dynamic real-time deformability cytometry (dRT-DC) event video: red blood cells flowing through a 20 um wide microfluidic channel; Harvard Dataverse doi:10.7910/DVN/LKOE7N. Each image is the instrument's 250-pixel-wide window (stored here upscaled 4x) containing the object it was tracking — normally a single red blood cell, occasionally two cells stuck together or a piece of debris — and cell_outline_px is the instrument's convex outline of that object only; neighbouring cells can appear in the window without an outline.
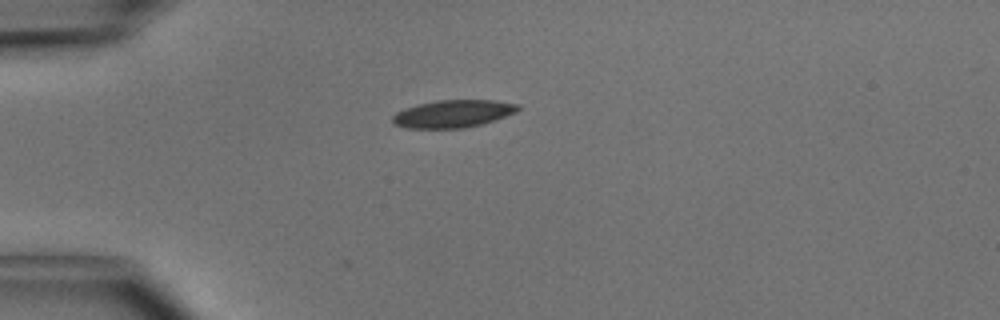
{"species": "common noctule bat (a hibernating species)", "species_latin": "Nyctalus noctula", "temperature_condition": "cold", "stored_images_in_passage": 37, "camera_frame_rate_fps": 3000, "um_per_image_px": 0.085, "animal": {"sex": "male", "body_mass_g": 15.6}, "frame": {"image": 1, "passage_image": 1, "time_ms": 0.0, "image_size_px": [1000, 320], "cell_outline_px": [[520, 108], [516, 112], [496, 120], [464, 128], [408, 128], [392, 124], [392, 116], [396, 112], [404, 108], [436, 100], [496, 100], [520, 104]], "centroid_in_image_um": [38.52, 9.66], "position_along_channel_um": 46.5, "area_um2": 20.23}}
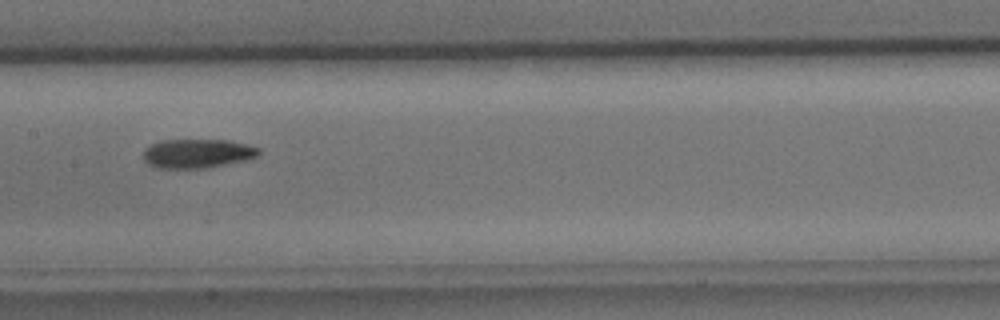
{"frame": {"image": 2, "passage_image": 13, "time_ms": 4.0, "image_size_px": [1000, 320], "cell_outline_px": [[260, 152], [256, 156], [248, 160], [204, 168], [156, 168], [148, 164], [144, 160], [144, 148], [160, 140], [228, 140], [260, 148]], "centroid_in_image_um": [16.76, 13.05], "position_along_channel_um": 190.6, "area_um2": 19.54}}
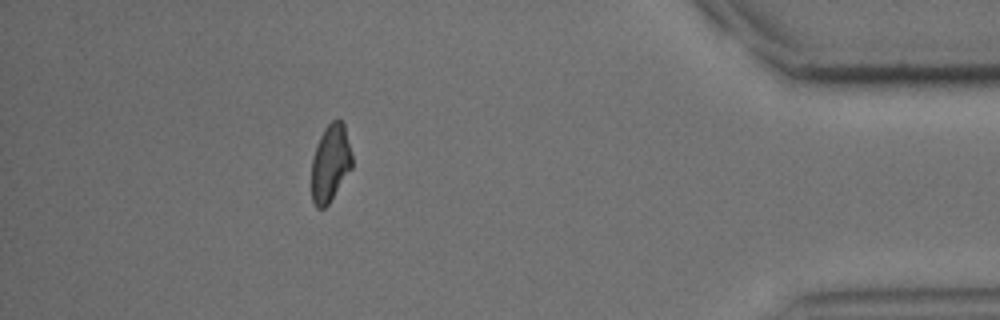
{"frame": {"image": 3, "passage_image": 32, "time_ms": 10.333, "image_size_px": [1000, 320], "cell_outline_px": [[352, 168], [328, 204], [324, 208], [316, 208], [312, 200], [312, 156], [316, 144], [324, 128], [332, 120], [340, 120], [344, 124], [352, 156]], "centroid_in_image_um": [28.07, 13.86], "position_along_channel_um": 407.1, "area_um2": 18.21}, "authors_computed_cell_mechanics": {"area_um2": 19.7098, "velocity_mm_per_s": 4.0986, "shape_relaxation_time_tau1_ms": 3.3005, "shape_relaxation_time_tau2_ms": 5.3663, "deformation_change_tau1": 0.1054, "deformation_change_tau2": 0.1008}}